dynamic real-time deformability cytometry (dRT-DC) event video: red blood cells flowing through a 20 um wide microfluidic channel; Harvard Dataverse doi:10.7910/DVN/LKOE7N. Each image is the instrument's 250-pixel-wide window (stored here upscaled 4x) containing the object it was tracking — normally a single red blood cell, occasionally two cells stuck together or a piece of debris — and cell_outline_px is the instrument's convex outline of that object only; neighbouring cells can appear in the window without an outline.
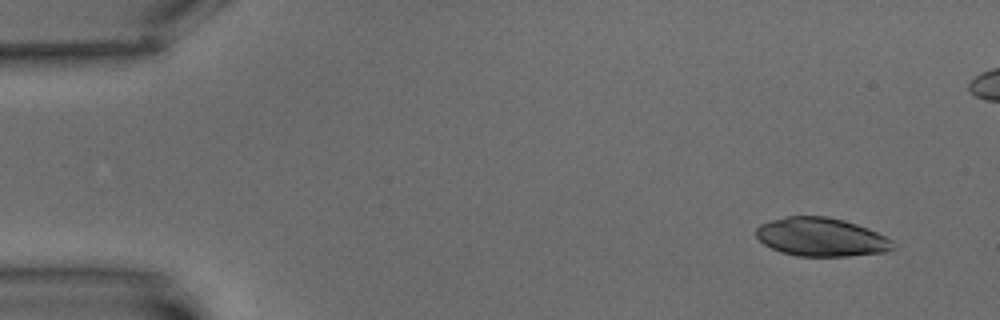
{"species": "common noctule bat (a hibernating species)", "species_latin": "Nyctalus noctula", "temperature_condition": "warm", "stored_images_in_passage": 6, "camera_frame_rate_fps": 3000, "um_per_image_px": 0.085, "animal": {"sex": "male", "body_mass_g": 15.6}, "frame": {"image": 1, "passage_image": 1, "time_ms": 0.0, "image_size_px": [1000, 320], "cell_outline_px": [[896, 248], [884, 252], [848, 256], [796, 256], [780, 252], [764, 244], [756, 236], [756, 228], [760, 224], [772, 220], [788, 216], [828, 216], [844, 220], [868, 228], [892, 240], [896, 244]], "centroid_in_image_um": [69.81, 20.15], "position_along_channel_um": 15.2, "area_um2": 30.81}}